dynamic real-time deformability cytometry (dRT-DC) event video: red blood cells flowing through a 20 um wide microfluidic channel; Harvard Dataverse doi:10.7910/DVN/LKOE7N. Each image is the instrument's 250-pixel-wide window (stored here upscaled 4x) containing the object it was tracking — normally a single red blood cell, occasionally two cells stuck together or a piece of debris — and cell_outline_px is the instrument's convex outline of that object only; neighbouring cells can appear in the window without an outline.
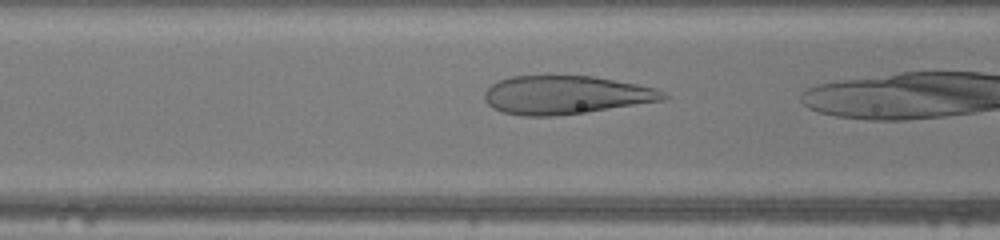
{"species": "human", "species_latin": "Homo sapiens", "temperature_condition": "warm", "stored_images_in_passage": 5, "camera_frame_rate_fps": 3000, "um_per_image_px": 0.085, "donor": {"sex": "female"}, "frame": {"image": 1, "passage_image": 4, "time_ms": 1.0, "image_size_px": [1000, 240], "cell_outline_px": [[668, 96], [664, 100], [588, 112], [556, 116], [520, 116], [504, 112], [492, 108], [484, 100], [484, 92], [492, 84], [500, 80], [512, 76], [592, 76], [636, 84], [656, 88], [664, 92]], "centroid_in_image_um": [48.07, 8.08], "position_along_channel_um": 118.5, "area_um2": 40.0}}